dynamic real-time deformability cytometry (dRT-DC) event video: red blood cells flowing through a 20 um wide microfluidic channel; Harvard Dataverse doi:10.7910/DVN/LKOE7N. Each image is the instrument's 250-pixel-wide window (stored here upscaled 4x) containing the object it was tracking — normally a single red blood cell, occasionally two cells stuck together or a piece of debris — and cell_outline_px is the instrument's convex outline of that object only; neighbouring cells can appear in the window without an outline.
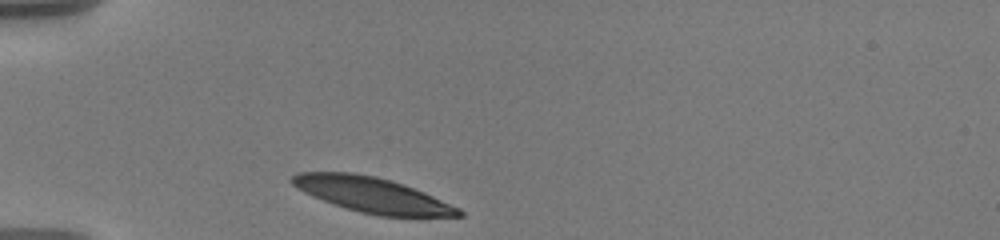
{"species": "human", "species_latin": "Homo sapiens", "temperature_condition": "warm", "stored_images_in_passage": 26, "camera_frame_rate_fps": 3000, "um_per_image_px": 0.085, "donor": {"sex": "male"}, "frame": {"image": 1, "passage_image": 1, "time_ms": 0.0, "image_size_px": [1000, 240], "cell_outline_px": [[464, 216], [380, 216], [360, 212], [312, 196], [304, 192], [292, 184], [288, 180], [296, 172], [352, 172], [376, 176], [404, 184], [424, 192], [460, 208], [464, 212]], "centroid_in_image_um": [31.64, 16.55], "position_along_channel_um": 53.4, "area_um2": 33.93}}
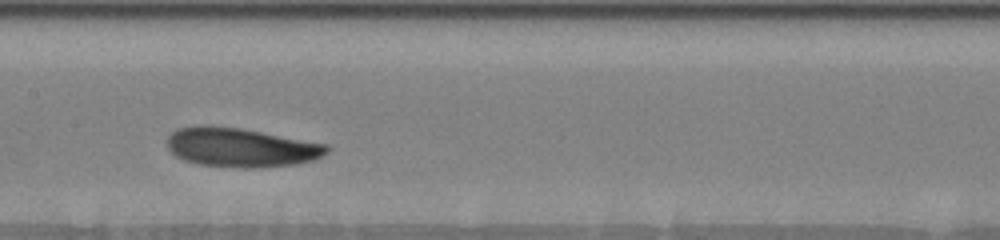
{"frame": {"image": 2, "passage_image": 15, "time_ms": 4.333, "image_size_px": [1000, 240], "cell_outline_px": [[332, 148], [324, 156], [312, 160], [296, 164], [260, 168], [236, 168], [200, 164], [184, 160], [176, 156], [168, 148], [168, 136], [172, 132], [180, 128], [204, 124], [208, 124], [240, 128], [328, 144]], "centroid_in_image_um": [20.51, 12.53], "position_along_channel_um": 186.9, "area_um2": 36.7}}
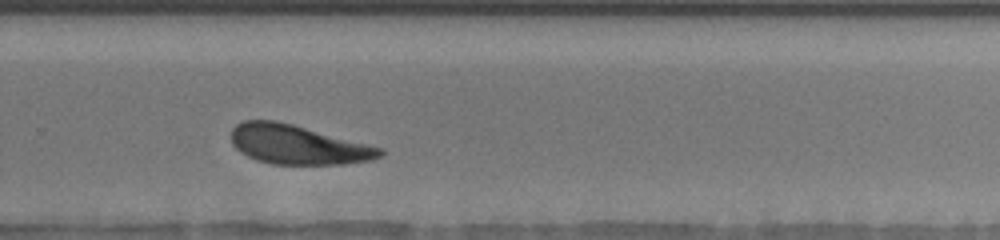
{"frame": {"image": 3, "passage_image": 24, "time_ms": 7.667, "image_size_px": [1000, 240], "cell_outline_px": [[384, 152], [380, 156], [372, 160], [344, 164], [272, 164], [256, 160], [240, 152], [232, 144], [232, 128], [236, 124], [244, 120], [276, 120], [292, 124], [384, 148]], "centroid_in_image_um": [25.31, 12.29], "position_along_channel_um": 304.5, "area_um2": 34.04}}